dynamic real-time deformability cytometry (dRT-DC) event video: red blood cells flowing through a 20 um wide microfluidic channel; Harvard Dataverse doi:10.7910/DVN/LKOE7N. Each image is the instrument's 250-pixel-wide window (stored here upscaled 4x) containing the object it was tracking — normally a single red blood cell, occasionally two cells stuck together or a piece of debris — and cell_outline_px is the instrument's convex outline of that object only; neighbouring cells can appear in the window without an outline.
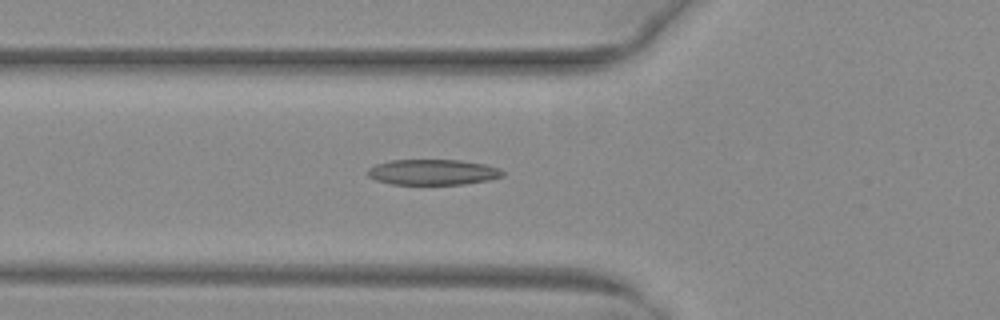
{"species": "common noctule bat (a hibernating species)", "species_latin": "Nyctalus noctula", "temperature_condition": "warm", "stored_images_in_passage": 37, "camera_frame_rate_fps": 3000, "um_per_image_px": 0.085, "animal": {"sex": "female", "body_mass_g": 29.2, "forearm_length_mm": 56.3}, "frame": {"image": 1, "passage_image": 6, "time_ms": 1.667, "image_size_px": [1000, 320], "cell_outline_px": [[504, 176], [488, 180], [464, 184], [392, 184], [376, 180], [368, 176], [364, 172], [368, 168], [376, 164], [392, 160], [460, 160], [484, 164], [496, 168], [504, 172]], "centroid_in_image_um": [36.74, 14.63], "position_along_channel_um": 89.1, "area_um2": 20.06}}
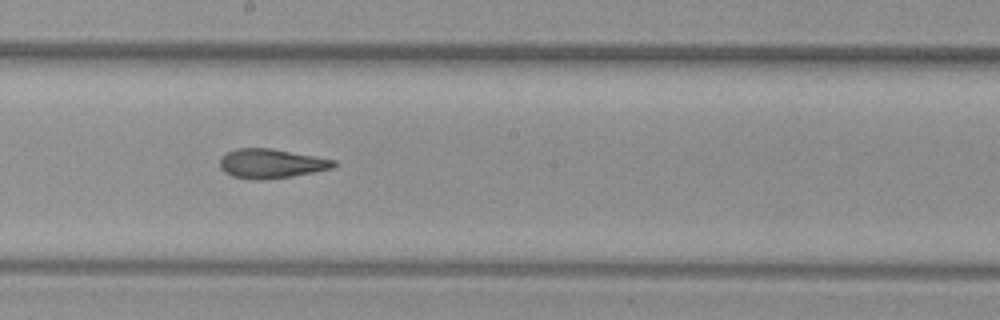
{"frame": {"image": 2, "passage_image": 16, "time_ms": 5.0, "image_size_px": [1000, 320], "cell_outline_px": [[336, 164], [332, 168], [292, 176], [264, 180], [256, 180], [232, 176], [224, 172], [220, 168], [220, 156], [224, 152], [236, 148], [272, 148], [316, 156], [336, 160]], "centroid_in_image_um": [23.0, 13.89], "position_along_channel_um": 225.2, "area_um2": 19.65}}
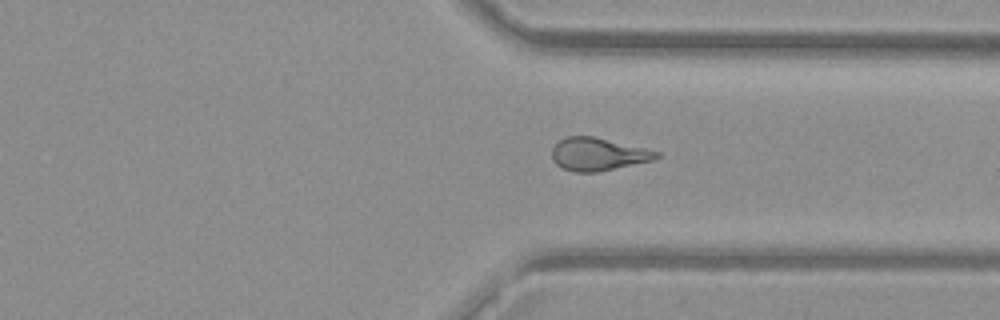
{"frame": {"image": 3, "passage_image": 26, "time_ms": 8.333, "image_size_px": [1000, 320], "cell_outline_px": [[660, 156], [652, 160], [596, 172], [572, 172], [556, 164], [552, 160], [552, 148], [556, 140], [564, 136], [592, 136], [644, 148], [660, 152]], "centroid_in_image_um": [50.76, 13.09], "position_along_channel_um": 360.6, "area_um2": 19.88}}